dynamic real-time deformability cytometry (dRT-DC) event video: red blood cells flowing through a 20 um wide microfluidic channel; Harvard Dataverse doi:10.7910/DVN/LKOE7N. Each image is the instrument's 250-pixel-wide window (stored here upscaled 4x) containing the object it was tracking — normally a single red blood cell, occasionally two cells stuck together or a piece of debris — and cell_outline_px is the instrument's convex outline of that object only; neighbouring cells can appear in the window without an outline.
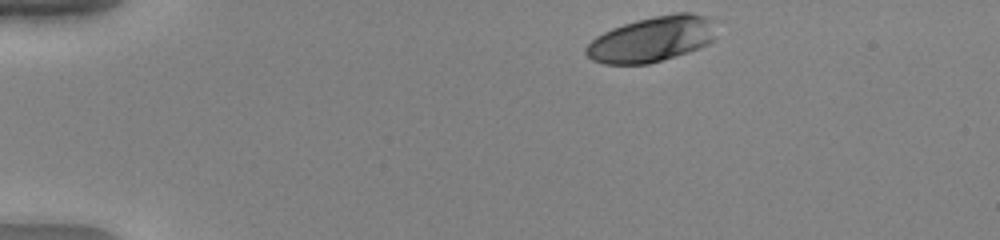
{"species": "human", "species_latin": "Homo sapiens", "temperature_condition": "warm", "stored_images_in_passage": 39, "camera_frame_rate_fps": 3000, "um_per_image_px": 0.085, "donor": {"sex": "female"}, "frame": {"image": 1, "passage_image": 1, "time_ms": 0.0, "image_size_px": [1000, 240], "cell_outline_px": [[712, 40], [708, 44], [700, 48], [688, 52], [648, 64], [604, 64], [592, 60], [584, 52], [584, 48], [596, 36], [612, 28], [636, 20], [676, 12], [688, 12], [704, 16], [708, 20], [712, 36]], "centroid_in_image_um": [55.31, 3.35], "position_along_channel_um": 29.7, "area_um2": 33.81}}
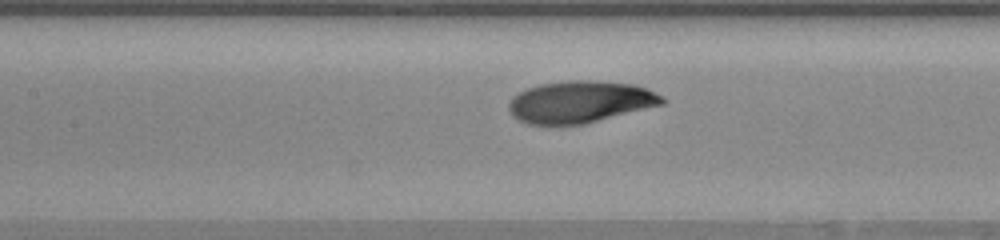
{"frame": {"image": 2, "passage_image": 17, "time_ms": 5.333, "image_size_px": [1000, 240], "cell_outline_px": [[664, 104], [584, 124], [528, 124], [512, 116], [508, 108], [508, 104], [520, 92], [528, 88], [540, 84], [568, 80], [596, 80], [632, 84], [648, 88], [656, 92], [664, 100]], "centroid_in_image_um": [49.33, 8.65], "position_along_channel_um": 158.1, "area_um2": 37.22}}
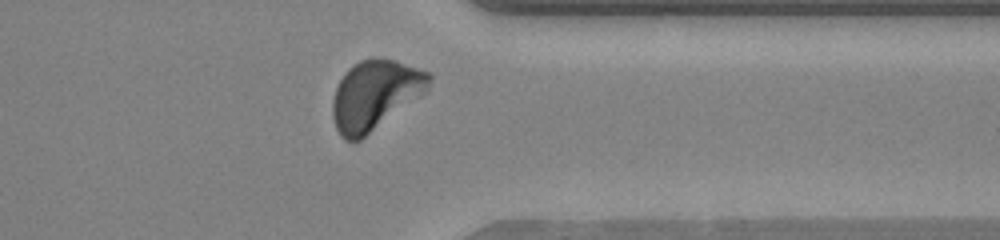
{"frame": {"image": 3, "passage_image": 34, "time_ms": 11.0, "image_size_px": [1000, 240], "cell_outline_px": [[432, 76], [428, 92], [360, 140], [344, 140], [340, 136], [336, 128], [332, 116], [332, 100], [336, 88], [344, 72], [352, 64], [360, 60], [372, 56], [376, 56], [396, 60], [432, 72]], "centroid_in_image_um": [31.91, 8.03], "position_along_channel_um": 379.5, "area_um2": 39.88}, "authors_computed_cell_mechanics": {"area_um2": 36.5296, "velocity_mm_per_s": 3.9526, "shape_relaxation_time_tau1_ms": 2.3963, "shape_relaxation_time_tau2_ms": 1.7382, "deformation_change_tau1": 0.1456, "deformation_change_tau2": 0.0713}}